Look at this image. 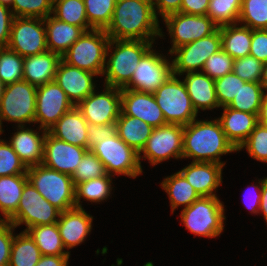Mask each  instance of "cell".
I'll list each match as a JSON object with an SVG mask.
<instances>
[{
  "label": "cell",
  "instance_id": "1",
  "mask_svg": "<svg viewBox=\"0 0 267 266\" xmlns=\"http://www.w3.org/2000/svg\"><path fill=\"white\" fill-rule=\"evenodd\" d=\"M105 32L110 39L155 41L164 36L151 0H117Z\"/></svg>",
  "mask_w": 267,
  "mask_h": 266
},
{
  "label": "cell",
  "instance_id": "2",
  "mask_svg": "<svg viewBox=\"0 0 267 266\" xmlns=\"http://www.w3.org/2000/svg\"><path fill=\"white\" fill-rule=\"evenodd\" d=\"M237 149L227 139L218 119L194 120L184 126L183 158L193 162H212L225 165L222 155L236 152Z\"/></svg>",
  "mask_w": 267,
  "mask_h": 266
},
{
  "label": "cell",
  "instance_id": "3",
  "mask_svg": "<svg viewBox=\"0 0 267 266\" xmlns=\"http://www.w3.org/2000/svg\"><path fill=\"white\" fill-rule=\"evenodd\" d=\"M153 43L154 41L110 39L102 74L105 75L104 85L125 88L130 83L139 61L153 47ZM109 52L112 53L110 56Z\"/></svg>",
  "mask_w": 267,
  "mask_h": 266
},
{
  "label": "cell",
  "instance_id": "4",
  "mask_svg": "<svg viewBox=\"0 0 267 266\" xmlns=\"http://www.w3.org/2000/svg\"><path fill=\"white\" fill-rule=\"evenodd\" d=\"M27 176L36 190L61 212L76 207L72 176L43 164L29 167Z\"/></svg>",
  "mask_w": 267,
  "mask_h": 266
},
{
  "label": "cell",
  "instance_id": "5",
  "mask_svg": "<svg viewBox=\"0 0 267 266\" xmlns=\"http://www.w3.org/2000/svg\"><path fill=\"white\" fill-rule=\"evenodd\" d=\"M110 37L103 29L84 32L61 56L67 64L82 70L102 75Z\"/></svg>",
  "mask_w": 267,
  "mask_h": 266
},
{
  "label": "cell",
  "instance_id": "6",
  "mask_svg": "<svg viewBox=\"0 0 267 266\" xmlns=\"http://www.w3.org/2000/svg\"><path fill=\"white\" fill-rule=\"evenodd\" d=\"M224 204L218 196H201L180 214L186 229L200 237L219 236L224 229Z\"/></svg>",
  "mask_w": 267,
  "mask_h": 266
},
{
  "label": "cell",
  "instance_id": "7",
  "mask_svg": "<svg viewBox=\"0 0 267 266\" xmlns=\"http://www.w3.org/2000/svg\"><path fill=\"white\" fill-rule=\"evenodd\" d=\"M167 124L186 126L197 117L186 85L176 75H171L154 93Z\"/></svg>",
  "mask_w": 267,
  "mask_h": 266
},
{
  "label": "cell",
  "instance_id": "8",
  "mask_svg": "<svg viewBox=\"0 0 267 266\" xmlns=\"http://www.w3.org/2000/svg\"><path fill=\"white\" fill-rule=\"evenodd\" d=\"M37 87L25 80L6 85L0 103V133L2 122H15L18 126L34 123ZM3 120V121H2Z\"/></svg>",
  "mask_w": 267,
  "mask_h": 266
},
{
  "label": "cell",
  "instance_id": "9",
  "mask_svg": "<svg viewBox=\"0 0 267 266\" xmlns=\"http://www.w3.org/2000/svg\"><path fill=\"white\" fill-rule=\"evenodd\" d=\"M91 151L103 162L109 175H126L136 178L143 170L139 153L127 145L118 134L103 139Z\"/></svg>",
  "mask_w": 267,
  "mask_h": 266
},
{
  "label": "cell",
  "instance_id": "10",
  "mask_svg": "<svg viewBox=\"0 0 267 266\" xmlns=\"http://www.w3.org/2000/svg\"><path fill=\"white\" fill-rule=\"evenodd\" d=\"M61 211L49 203L28 180L15 214L8 220L15 227L25 224L29 228L57 223Z\"/></svg>",
  "mask_w": 267,
  "mask_h": 266
},
{
  "label": "cell",
  "instance_id": "11",
  "mask_svg": "<svg viewBox=\"0 0 267 266\" xmlns=\"http://www.w3.org/2000/svg\"><path fill=\"white\" fill-rule=\"evenodd\" d=\"M221 49L220 27L209 36L174 49L170 55L175 54L172 62V74L183 75L187 72L202 71L206 60Z\"/></svg>",
  "mask_w": 267,
  "mask_h": 266
},
{
  "label": "cell",
  "instance_id": "12",
  "mask_svg": "<svg viewBox=\"0 0 267 266\" xmlns=\"http://www.w3.org/2000/svg\"><path fill=\"white\" fill-rule=\"evenodd\" d=\"M184 126L166 124L154 128L145 146L139 153V160L148 159L155 166L169 158L181 159L183 154ZM143 153V157H141Z\"/></svg>",
  "mask_w": 267,
  "mask_h": 266
},
{
  "label": "cell",
  "instance_id": "13",
  "mask_svg": "<svg viewBox=\"0 0 267 266\" xmlns=\"http://www.w3.org/2000/svg\"><path fill=\"white\" fill-rule=\"evenodd\" d=\"M163 21L172 40L169 54L180 46L209 36L219 28L207 15L178 12L166 16Z\"/></svg>",
  "mask_w": 267,
  "mask_h": 266
},
{
  "label": "cell",
  "instance_id": "14",
  "mask_svg": "<svg viewBox=\"0 0 267 266\" xmlns=\"http://www.w3.org/2000/svg\"><path fill=\"white\" fill-rule=\"evenodd\" d=\"M7 47L22 57L47 51L44 19L14 17Z\"/></svg>",
  "mask_w": 267,
  "mask_h": 266
},
{
  "label": "cell",
  "instance_id": "15",
  "mask_svg": "<svg viewBox=\"0 0 267 266\" xmlns=\"http://www.w3.org/2000/svg\"><path fill=\"white\" fill-rule=\"evenodd\" d=\"M172 75V62L151 48L139 61L123 89L154 93Z\"/></svg>",
  "mask_w": 267,
  "mask_h": 266
},
{
  "label": "cell",
  "instance_id": "16",
  "mask_svg": "<svg viewBox=\"0 0 267 266\" xmlns=\"http://www.w3.org/2000/svg\"><path fill=\"white\" fill-rule=\"evenodd\" d=\"M74 107L66 93L56 81L37 87L34 123H40L38 130L48 131L66 112Z\"/></svg>",
  "mask_w": 267,
  "mask_h": 266
},
{
  "label": "cell",
  "instance_id": "17",
  "mask_svg": "<svg viewBox=\"0 0 267 266\" xmlns=\"http://www.w3.org/2000/svg\"><path fill=\"white\" fill-rule=\"evenodd\" d=\"M104 87V91L96 93L94 90L76 106L88 124L116 123L120 115L121 89L107 85Z\"/></svg>",
  "mask_w": 267,
  "mask_h": 266
},
{
  "label": "cell",
  "instance_id": "18",
  "mask_svg": "<svg viewBox=\"0 0 267 266\" xmlns=\"http://www.w3.org/2000/svg\"><path fill=\"white\" fill-rule=\"evenodd\" d=\"M87 151V148L59 140L47 131L42 164L50 169L72 176Z\"/></svg>",
  "mask_w": 267,
  "mask_h": 266
},
{
  "label": "cell",
  "instance_id": "19",
  "mask_svg": "<svg viewBox=\"0 0 267 266\" xmlns=\"http://www.w3.org/2000/svg\"><path fill=\"white\" fill-rule=\"evenodd\" d=\"M121 112L139 118L153 128L167 124L153 93L121 89Z\"/></svg>",
  "mask_w": 267,
  "mask_h": 266
},
{
  "label": "cell",
  "instance_id": "20",
  "mask_svg": "<svg viewBox=\"0 0 267 266\" xmlns=\"http://www.w3.org/2000/svg\"><path fill=\"white\" fill-rule=\"evenodd\" d=\"M94 76L98 75L67 64L61 60L57 67L55 81L66 93L73 105L77 106L95 90L96 86L93 83Z\"/></svg>",
  "mask_w": 267,
  "mask_h": 266
},
{
  "label": "cell",
  "instance_id": "21",
  "mask_svg": "<svg viewBox=\"0 0 267 266\" xmlns=\"http://www.w3.org/2000/svg\"><path fill=\"white\" fill-rule=\"evenodd\" d=\"M93 217L84 208L74 207L61 212L57 221L63 246L68 250L84 242L92 230Z\"/></svg>",
  "mask_w": 267,
  "mask_h": 266
},
{
  "label": "cell",
  "instance_id": "22",
  "mask_svg": "<svg viewBox=\"0 0 267 266\" xmlns=\"http://www.w3.org/2000/svg\"><path fill=\"white\" fill-rule=\"evenodd\" d=\"M224 165L212 162H191L180 172L200 196H217L214 191L221 185Z\"/></svg>",
  "mask_w": 267,
  "mask_h": 266
},
{
  "label": "cell",
  "instance_id": "23",
  "mask_svg": "<svg viewBox=\"0 0 267 266\" xmlns=\"http://www.w3.org/2000/svg\"><path fill=\"white\" fill-rule=\"evenodd\" d=\"M18 126L17 132L8 141L27 168L42 164L46 130L41 132Z\"/></svg>",
  "mask_w": 267,
  "mask_h": 266
},
{
  "label": "cell",
  "instance_id": "24",
  "mask_svg": "<svg viewBox=\"0 0 267 266\" xmlns=\"http://www.w3.org/2000/svg\"><path fill=\"white\" fill-rule=\"evenodd\" d=\"M88 123L74 106L66 112L48 132L59 140L88 149Z\"/></svg>",
  "mask_w": 267,
  "mask_h": 266
},
{
  "label": "cell",
  "instance_id": "25",
  "mask_svg": "<svg viewBox=\"0 0 267 266\" xmlns=\"http://www.w3.org/2000/svg\"><path fill=\"white\" fill-rule=\"evenodd\" d=\"M222 108L223 113L218 120L227 139L238 149L258 124V115L227 106Z\"/></svg>",
  "mask_w": 267,
  "mask_h": 266
},
{
  "label": "cell",
  "instance_id": "26",
  "mask_svg": "<svg viewBox=\"0 0 267 266\" xmlns=\"http://www.w3.org/2000/svg\"><path fill=\"white\" fill-rule=\"evenodd\" d=\"M183 82L195 111L219 108L215 81L202 71L187 72Z\"/></svg>",
  "mask_w": 267,
  "mask_h": 266
},
{
  "label": "cell",
  "instance_id": "27",
  "mask_svg": "<svg viewBox=\"0 0 267 266\" xmlns=\"http://www.w3.org/2000/svg\"><path fill=\"white\" fill-rule=\"evenodd\" d=\"M60 61L61 56L49 50L24 57L23 80L36 87L54 81Z\"/></svg>",
  "mask_w": 267,
  "mask_h": 266
},
{
  "label": "cell",
  "instance_id": "28",
  "mask_svg": "<svg viewBox=\"0 0 267 266\" xmlns=\"http://www.w3.org/2000/svg\"><path fill=\"white\" fill-rule=\"evenodd\" d=\"M47 49L62 56L85 32L81 27L62 22L52 15L44 18Z\"/></svg>",
  "mask_w": 267,
  "mask_h": 266
},
{
  "label": "cell",
  "instance_id": "29",
  "mask_svg": "<svg viewBox=\"0 0 267 266\" xmlns=\"http://www.w3.org/2000/svg\"><path fill=\"white\" fill-rule=\"evenodd\" d=\"M238 26V27H237ZM221 49L233 59L250 54L252 29L239 23L220 27Z\"/></svg>",
  "mask_w": 267,
  "mask_h": 266
},
{
  "label": "cell",
  "instance_id": "30",
  "mask_svg": "<svg viewBox=\"0 0 267 266\" xmlns=\"http://www.w3.org/2000/svg\"><path fill=\"white\" fill-rule=\"evenodd\" d=\"M116 126L118 136L138 153L141 152L154 129L141 119L124 115L122 112L116 120Z\"/></svg>",
  "mask_w": 267,
  "mask_h": 266
},
{
  "label": "cell",
  "instance_id": "31",
  "mask_svg": "<svg viewBox=\"0 0 267 266\" xmlns=\"http://www.w3.org/2000/svg\"><path fill=\"white\" fill-rule=\"evenodd\" d=\"M28 181L27 173L0 177V212L8 221L16 212L25 183Z\"/></svg>",
  "mask_w": 267,
  "mask_h": 266
},
{
  "label": "cell",
  "instance_id": "32",
  "mask_svg": "<svg viewBox=\"0 0 267 266\" xmlns=\"http://www.w3.org/2000/svg\"><path fill=\"white\" fill-rule=\"evenodd\" d=\"M161 186L168 194L172 213L181 205L189 207L201 197L180 171L165 177Z\"/></svg>",
  "mask_w": 267,
  "mask_h": 266
},
{
  "label": "cell",
  "instance_id": "33",
  "mask_svg": "<svg viewBox=\"0 0 267 266\" xmlns=\"http://www.w3.org/2000/svg\"><path fill=\"white\" fill-rule=\"evenodd\" d=\"M27 232L34 239L42 255H70L69 251L64 250L57 223L34 226Z\"/></svg>",
  "mask_w": 267,
  "mask_h": 266
},
{
  "label": "cell",
  "instance_id": "34",
  "mask_svg": "<svg viewBox=\"0 0 267 266\" xmlns=\"http://www.w3.org/2000/svg\"><path fill=\"white\" fill-rule=\"evenodd\" d=\"M41 257V251L27 231L14 236L8 266H36Z\"/></svg>",
  "mask_w": 267,
  "mask_h": 266
},
{
  "label": "cell",
  "instance_id": "35",
  "mask_svg": "<svg viewBox=\"0 0 267 266\" xmlns=\"http://www.w3.org/2000/svg\"><path fill=\"white\" fill-rule=\"evenodd\" d=\"M52 14L56 19L81 27L85 32L93 29L88 23L84 0H53Z\"/></svg>",
  "mask_w": 267,
  "mask_h": 266
},
{
  "label": "cell",
  "instance_id": "36",
  "mask_svg": "<svg viewBox=\"0 0 267 266\" xmlns=\"http://www.w3.org/2000/svg\"><path fill=\"white\" fill-rule=\"evenodd\" d=\"M111 177L113 176L107 174L106 176L83 181L75 185L76 207L82 208V204L80 203L82 198L93 203H100L108 199L113 188L111 187Z\"/></svg>",
  "mask_w": 267,
  "mask_h": 266
},
{
  "label": "cell",
  "instance_id": "37",
  "mask_svg": "<svg viewBox=\"0 0 267 266\" xmlns=\"http://www.w3.org/2000/svg\"><path fill=\"white\" fill-rule=\"evenodd\" d=\"M265 94L260 83L246 82L227 107L259 115Z\"/></svg>",
  "mask_w": 267,
  "mask_h": 266
},
{
  "label": "cell",
  "instance_id": "38",
  "mask_svg": "<svg viewBox=\"0 0 267 266\" xmlns=\"http://www.w3.org/2000/svg\"><path fill=\"white\" fill-rule=\"evenodd\" d=\"M242 0H210L207 16L218 26L238 23Z\"/></svg>",
  "mask_w": 267,
  "mask_h": 266
},
{
  "label": "cell",
  "instance_id": "39",
  "mask_svg": "<svg viewBox=\"0 0 267 266\" xmlns=\"http://www.w3.org/2000/svg\"><path fill=\"white\" fill-rule=\"evenodd\" d=\"M238 23L250 29H267V0H242Z\"/></svg>",
  "mask_w": 267,
  "mask_h": 266
},
{
  "label": "cell",
  "instance_id": "40",
  "mask_svg": "<svg viewBox=\"0 0 267 266\" xmlns=\"http://www.w3.org/2000/svg\"><path fill=\"white\" fill-rule=\"evenodd\" d=\"M117 0H84L89 25L105 30L111 22Z\"/></svg>",
  "mask_w": 267,
  "mask_h": 266
},
{
  "label": "cell",
  "instance_id": "41",
  "mask_svg": "<svg viewBox=\"0 0 267 266\" xmlns=\"http://www.w3.org/2000/svg\"><path fill=\"white\" fill-rule=\"evenodd\" d=\"M24 57L8 47H0V78L8 85L23 80Z\"/></svg>",
  "mask_w": 267,
  "mask_h": 266
},
{
  "label": "cell",
  "instance_id": "42",
  "mask_svg": "<svg viewBox=\"0 0 267 266\" xmlns=\"http://www.w3.org/2000/svg\"><path fill=\"white\" fill-rule=\"evenodd\" d=\"M106 175L103 162L91 150H88L77 165L72 180L74 185H77L80 182Z\"/></svg>",
  "mask_w": 267,
  "mask_h": 266
},
{
  "label": "cell",
  "instance_id": "43",
  "mask_svg": "<svg viewBox=\"0 0 267 266\" xmlns=\"http://www.w3.org/2000/svg\"><path fill=\"white\" fill-rule=\"evenodd\" d=\"M53 0H13L11 11L15 17L44 19L52 14Z\"/></svg>",
  "mask_w": 267,
  "mask_h": 266
},
{
  "label": "cell",
  "instance_id": "44",
  "mask_svg": "<svg viewBox=\"0 0 267 266\" xmlns=\"http://www.w3.org/2000/svg\"><path fill=\"white\" fill-rule=\"evenodd\" d=\"M244 147L254 160L267 163V127L258 123L237 151Z\"/></svg>",
  "mask_w": 267,
  "mask_h": 266
},
{
  "label": "cell",
  "instance_id": "45",
  "mask_svg": "<svg viewBox=\"0 0 267 266\" xmlns=\"http://www.w3.org/2000/svg\"><path fill=\"white\" fill-rule=\"evenodd\" d=\"M27 170L28 168L13 150L11 144L0 139V177L25 174Z\"/></svg>",
  "mask_w": 267,
  "mask_h": 266
},
{
  "label": "cell",
  "instance_id": "46",
  "mask_svg": "<svg viewBox=\"0 0 267 266\" xmlns=\"http://www.w3.org/2000/svg\"><path fill=\"white\" fill-rule=\"evenodd\" d=\"M214 81L220 107L228 106L240 91L241 84L246 83L233 72L215 79Z\"/></svg>",
  "mask_w": 267,
  "mask_h": 266
},
{
  "label": "cell",
  "instance_id": "47",
  "mask_svg": "<svg viewBox=\"0 0 267 266\" xmlns=\"http://www.w3.org/2000/svg\"><path fill=\"white\" fill-rule=\"evenodd\" d=\"M263 63L254 56L248 55L234 59L233 73L245 82L260 83L262 77Z\"/></svg>",
  "mask_w": 267,
  "mask_h": 266
},
{
  "label": "cell",
  "instance_id": "48",
  "mask_svg": "<svg viewBox=\"0 0 267 266\" xmlns=\"http://www.w3.org/2000/svg\"><path fill=\"white\" fill-rule=\"evenodd\" d=\"M234 59L220 49L217 53L208 57L202 72L211 79H218L226 74L232 73Z\"/></svg>",
  "mask_w": 267,
  "mask_h": 266
},
{
  "label": "cell",
  "instance_id": "49",
  "mask_svg": "<svg viewBox=\"0 0 267 266\" xmlns=\"http://www.w3.org/2000/svg\"><path fill=\"white\" fill-rule=\"evenodd\" d=\"M16 227L8 221H0V266H8Z\"/></svg>",
  "mask_w": 267,
  "mask_h": 266
},
{
  "label": "cell",
  "instance_id": "50",
  "mask_svg": "<svg viewBox=\"0 0 267 266\" xmlns=\"http://www.w3.org/2000/svg\"><path fill=\"white\" fill-rule=\"evenodd\" d=\"M88 150H91L96 144L101 142L105 138L114 137L117 135L116 123H110L107 125H95L88 124Z\"/></svg>",
  "mask_w": 267,
  "mask_h": 266
},
{
  "label": "cell",
  "instance_id": "51",
  "mask_svg": "<svg viewBox=\"0 0 267 266\" xmlns=\"http://www.w3.org/2000/svg\"><path fill=\"white\" fill-rule=\"evenodd\" d=\"M258 61L267 63V29H253L250 54Z\"/></svg>",
  "mask_w": 267,
  "mask_h": 266
},
{
  "label": "cell",
  "instance_id": "52",
  "mask_svg": "<svg viewBox=\"0 0 267 266\" xmlns=\"http://www.w3.org/2000/svg\"><path fill=\"white\" fill-rule=\"evenodd\" d=\"M14 17L10 7L0 4V47H7L9 43Z\"/></svg>",
  "mask_w": 267,
  "mask_h": 266
},
{
  "label": "cell",
  "instance_id": "53",
  "mask_svg": "<svg viewBox=\"0 0 267 266\" xmlns=\"http://www.w3.org/2000/svg\"><path fill=\"white\" fill-rule=\"evenodd\" d=\"M181 3L182 0H154L153 8L156 17L158 18L157 15L159 13L162 19H164L166 16L170 14L180 12Z\"/></svg>",
  "mask_w": 267,
  "mask_h": 266
},
{
  "label": "cell",
  "instance_id": "54",
  "mask_svg": "<svg viewBox=\"0 0 267 266\" xmlns=\"http://www.w3.org/2000/svg\"><path fill=\"white\" fill-rule=\"evenodd\" d=\"M210 0H182L180 12L189 15H207Z\"/></svg>",
  "mask_w": 267,
  "mask_h": 266
},
{
  "label": "cell",
  "instance_id": "55",
  "mask_svg": "<svg viewBox=\"0 0 267 266\" xmlns=\"http://www.w3.org/2000/svg\"><path fill=\"white\" fill-rule=\"evenodd\" d=\"M260 180H258L259 181L258 182L259 185L255 184V185L250 186L254 190V192L255 191L256 192L254 193V196H255L254 198H252L250 200L248 199L249 203L247 202V198H246L247 196H244V198H246L245 205L247 206V208L250 209L249 211H251V213H253V214H259L263 179H260ZM250 193H251V191H250ZM250 197H251V195H250Z\"/></svg>",
  "mask_w": 267,
  "mask_h": 266
},
{
  "label": "cell",
  "instance_id": "56",
  "mask_svg": "<svg viewBox=\"0 0 267 266\" xmlns=\"http://www.w3.org/2000/svg\"><path fill=\"white\" fill-rule=\"evenodd\" d=\"M70 255H42L36 266H68Z\"/></svg>",
  "mask_w": 267,
  "mask_h": 266
},
{
  "label": "cell",
  "instance_id": "57",
  "mask_svg": "<svg viewBox=\"0 0 267 266\" xmlns=\"http://www.w3.org/2000/svg\"><path fill=\"white\" fill-rule=\"evenodd\" d=\"M260 212L261 214L263 213L267 224V177L263 179L259 213Z\"/></svg>",
  "mask_w": 267,
  "mask_h": 266
},
{
  "label": "cell",
  "instance_id": "58",
  "mask_svg": "<svg viewBox=\"0 0 267 266\" xmlns=\"http://www.w3.org/2000/svg\"><path fill=\"white\" fill-rule=\"evenodd\" d=\"M258 123L267 127V93L264 96L260 113L258 115Z\"/></svg>",
  "mask_w": 267,
  "mask_h": 266
},
{
  "label": "cell",
  "instance_id": "59",
  "mask_svg": "<svg viewBox=\"0 0 267 266\" xmlns=\"http://www.w3.org/2000/svg\"><path fill=\"white\" fill-rule=\"evenodd\" d=\"M260 85L262 86L264 92L267 93V63L263 64V70H262V77L260 81Z\"/></svg>",
  "mask_w": 267,
  "mask_h": 266
},
{
  "label": "cell",
  "instance_id": "60",
  "mask_svg": "<svg viewBox=\"0 0 267 266\" xmlns=\"http://www.w3.org/2000/svg\"><path fill=\"white\" fill-rule=\"evenodd\" d=\"M5 87H6V84L0 78V103H1V99L4 95Z\"/></svg>",
  "mask_w": 267,
  "mask_h": 266
},
{
  "label": "cell",
  "instance_id": "61",
  "mask_svg": "<svg viewBox=\"0 0 267 266\" xmlns=\"http://www.w3.org/2000/svg\"><path fill=\"white\" fill-rule=\"evenodd\" d=\"M0 4L6 5V6L11 8V6L13 4V0H0Z\"/></svg>",
  "mask_w": 267,
  "mask_h": 266
}]
</instances>
